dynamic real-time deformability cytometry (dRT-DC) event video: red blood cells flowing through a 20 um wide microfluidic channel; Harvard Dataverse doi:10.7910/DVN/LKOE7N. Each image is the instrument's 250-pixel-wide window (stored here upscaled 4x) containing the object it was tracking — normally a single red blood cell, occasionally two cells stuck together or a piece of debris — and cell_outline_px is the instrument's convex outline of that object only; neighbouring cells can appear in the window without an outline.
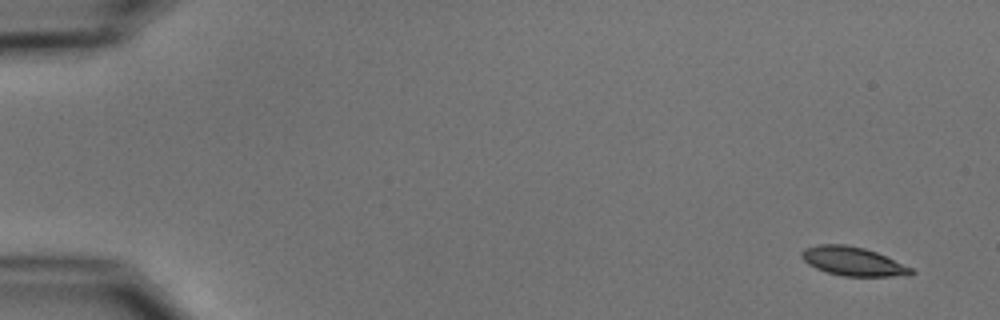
{"species": "common noctule bat (a hibernating species)", "species_latin": "Nyctalus noctula", "temperature_condition": "cold", "stored_images_in_passage": 5, "camera_frame_rate_fps": 3000, "um_per_image_px": 0.085, "animal": {"sex": "male", "body_mass_g": 15.6}, "frame": {"image": 1, "passage_image": 1, "time_ms": 0.0, "image_size_px": [1000, 320], "cell_outline_px": [[916, 272], [908, 276], [844, 276], [828, 272], [816, 268], [808, 264], [800, 256], [800, 252], [804, 248], [820, 244], [844, 244], [864, 248], [876, 252], [912, 268]], "centroid_in_image_um": [72.49, 22.21], "position_along_channel_um": 12.5, "area_um2": 18.32}}
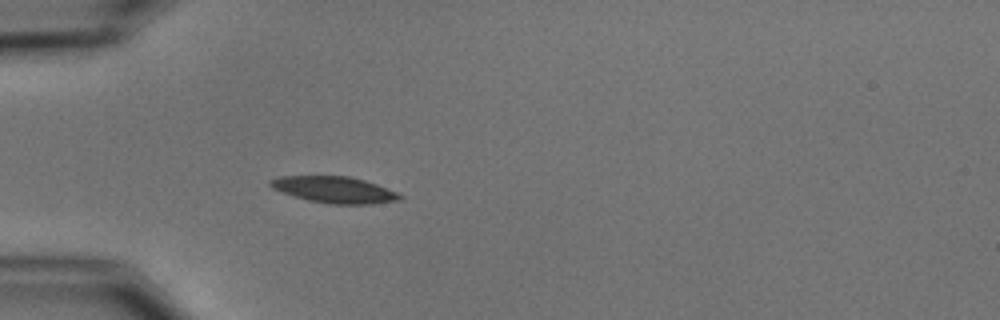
{"frame": {"image": 2, "passage_image": 5, "time_ms": 4.667, "image_size_px": [1000, 320], "cell_outline_px": [[404, 196], [400, 200], [372, 204], [332, 204], [308, 200], [272, 188], [268, 184], [268, 180], [280, 176], [348, 176], [364, 180], [376, 184], [396, 192]], "centroid_in_image_um": [28.43, 16.12], "position_along_channel_um": 56.6, "area_um2": 19.77}}